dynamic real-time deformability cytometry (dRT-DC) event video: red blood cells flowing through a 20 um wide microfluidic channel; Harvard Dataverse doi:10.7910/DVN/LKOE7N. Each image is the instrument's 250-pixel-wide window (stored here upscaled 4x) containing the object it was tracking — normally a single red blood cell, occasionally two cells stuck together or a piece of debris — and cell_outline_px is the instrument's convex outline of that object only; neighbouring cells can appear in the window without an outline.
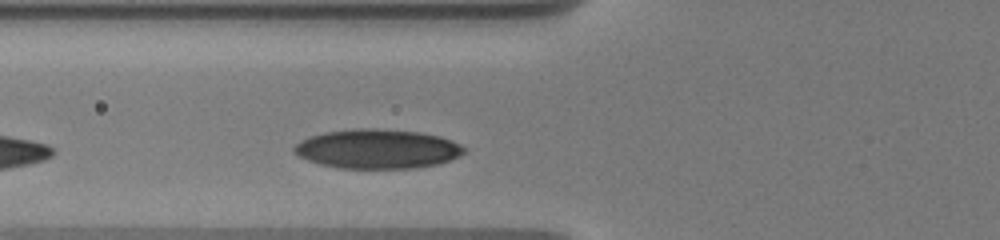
{"species": "human", "species_latin": "Homo sapiens", "temperature_condition": "warm", "stored_images_in_passage": 12, "camera_frame_rate_fps": 3000, "um_per_image_px": 0.085, "donor": {"sex": "male"}, "frame": {"image": 1, "passage_image": 4, "time_ms": 1.667, "image_size_px": [1000, 240], "cell_outline_px": [[468, 148], [460, 156], [440, 164], [416, 168], [336, 168], [320, 164], [296, 156], [292, 152], [292, 148], [300, 140], [308, 136], [324, 132], [356, 128], [376, 128], [420, 132], [440, 136], [452, 140]], "centroid_in_image_um": [32.07, 12.65], "position_along_channel_um": 93.7, "area_um2": 39.54}}
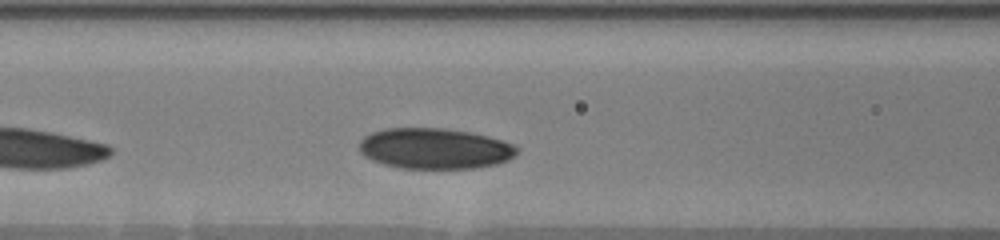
{"frame": {"image": 2, "passage_image": 6, "time_ms": 2.667, "image_size_px": [1000, 240], "cell_outline_px": [[520, 148], [516, 156], [508, 160], [496, 164], [476, 168], [400, 168], [384, 164], [372, 160], [364, 156], [360, 152], [360, 140], [364, 136], [372, 132], [384, 128], [444, 128], [468, 132], [500, 140], [512, 144]], "centroid_in_image_um": [36.94, 12.63], "position_along_channel_um": 129.7, "area_um2": 37.4}}
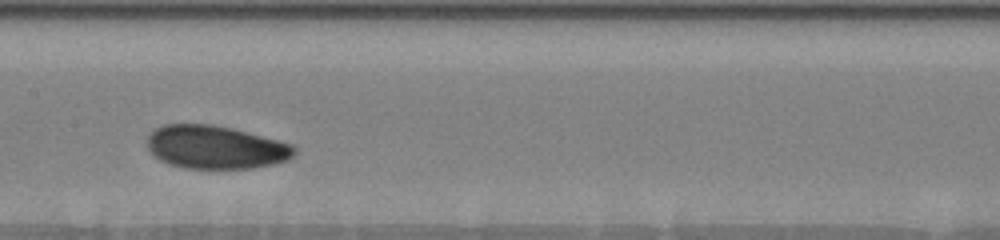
{"frame": {"image": 3, "passage_image": 9, "time_ms": 4.333, "image_size_px": [1000, 240], "cell_outline_px": [[296, 152], [288, 160], [272, 164], [252, 168], [184, 168], [168, 164], [160, 160], [148, 148], [148, 136], [156, 128], [164, 124], [212, 124], [232, 128], [292, 144], [296, 148]], "centroid_in_image_um": [18.32, 12.51], "position_along_channel_um": 189.1, "area_um2": 36.88}}